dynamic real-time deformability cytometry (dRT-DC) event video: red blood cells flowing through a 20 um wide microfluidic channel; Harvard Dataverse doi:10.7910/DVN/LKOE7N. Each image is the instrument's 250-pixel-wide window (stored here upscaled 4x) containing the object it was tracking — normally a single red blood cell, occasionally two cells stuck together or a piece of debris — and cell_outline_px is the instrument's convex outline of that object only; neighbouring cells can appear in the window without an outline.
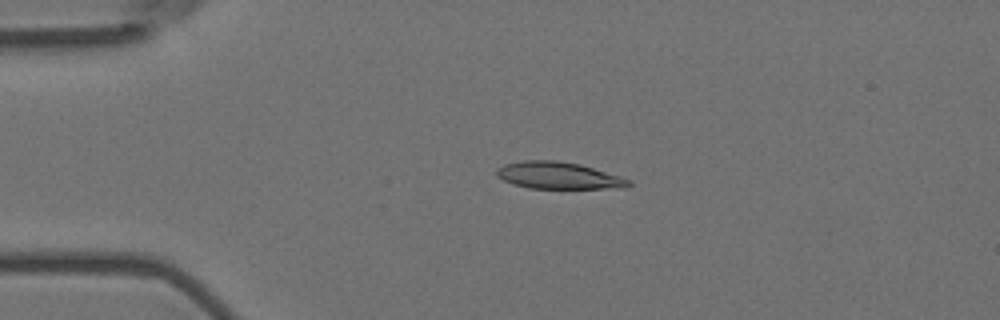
{"species": "Egyptian fruit bat (a non-hibernating species)", "species_latin": "Rousettus aegyptiacus", "temperature_condition": "room temperature", "stored_images_in_passage": 5, "camera_frame_rate_fps": 3000, "um_per_image_px": 0.085, "animal": {"sex": "female"}, "frame": {"image": 1, "passage_image": 3, "time_ms": 0.667, "image_size_px": [1000, 320], "cell_outline_px": [[632, 184], [628, 188], [528, 188], [512, 184], [496, 176], [496, 168], [504, 164], [524, 160], [556, 160], [580, 164], [620, 176], [632, 180]], "centroid_in_image_um": [47.48, 14.92], "position_along_channel_um": 37.5, "area_um2": 20.87}}
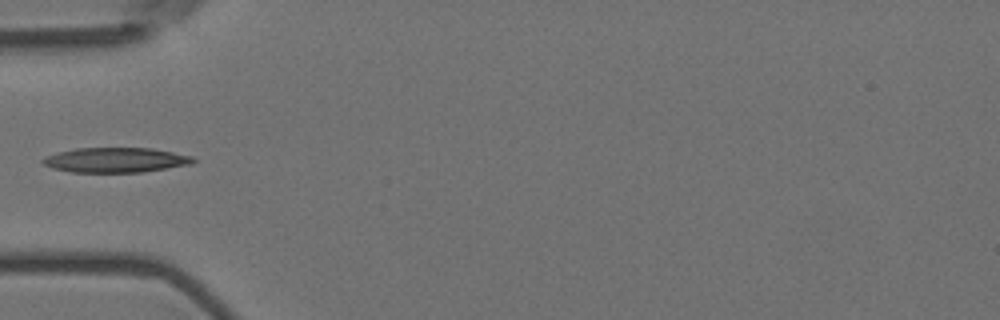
{"frame": {"image": 2, "passage_image": 5, "time_ms": 1.333, "image_size_px": [1000, 320], "cell_outline_px": [[196, 160], [192, 164], [144, 172], [72, 172], [52, 168], [44, 164], [40, 160], [48, 156], [60, 152], [76, 148], [152, 148], [192, 156]], "centroid_in_image_um": [9.86, 13.6], "position_along_channel_um": 75.1, "area_um2": 21.68}}